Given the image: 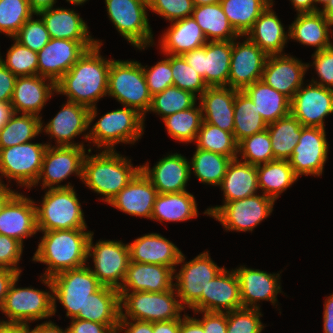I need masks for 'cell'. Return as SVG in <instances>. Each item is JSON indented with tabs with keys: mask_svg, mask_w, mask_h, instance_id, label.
Wrapping results in <instances>:
<instances>
[{
	"mask_svg": "<svg viewBox=\"0 0 333 333\" xmlns=\"http://www.w3.org/2000/svg\"><path fill=\"white\" fill-rule=\"evenodd\" d=\"M14 113L0 129V149L27 143L41 133L42 117Z\"/></svg>",
	"mask_w": 333,
	"mask_h": 333,
	"instance_id": "obj_45",
	"label": "cell"
},
{
	"mask_svg": "<svg viewBox=\"0 0 333 333\" xmlns=\"http://www.w3.org/2000/svg\"><path fill=\"white\" fill-rule=\"evenodd\" d=\"M159 41L161 53L170 55H182L208 42L201 27L192 16L171 22Z\"/></svg>",
	"mask_w": 333,
	"mask_h": 333,
	"instance_id": "obj_35",
	"label": "cell"
},
{
	"mask_svg": "<svg viewBox=\"0 0 333 333\" xmlns=\"http://www.w3.org/2000/svg\"><path fill=\"white\" fill-rule=\"evenodd\" d=\"M20 273L15 270L0 268V310L4 304L5 297L9 291L12 282Z\"/></svg>",
	"mask_w": 333,
	"mask_h": 333,
	"instance_id": "obj_64",
	"label": "cell"
},
{
	"mask_svg": "<svg viewBox=\"0 0 333 333\" xmlns=\"http://www.w3.org/2000/svg\"><path fill=\"white\" fill-rule=\"evenodd\" d=\"M148 8L169 22L192 16L193 0H148Z\"/></svg>",
	"mask_w": 333,
	"mask_h": 333,
	"instance_id": "obj_57",
	"label": "cell"
},
{
	"mask_svg": "<svg viewBox=\"0 0 333 333\" xmlns=\"http://www.w3.org/2000/svg\"><path fill=\"white\" fill-rule=\"evenodd\" d=\"M38 231L34 200L18 191L0 211V234L24 243Z\"/></svg>",
	"mask_w": 333,
	"mask_h": 333,
	"instance_id": "obj_25",
	"label": "cell"
},
{
	"mask_svg": "<svg viewBox=\"0 0 333 333\" xmlns=\"http://www.w3.org/2000/svg\"><path fill=\"white\" fill-rule=\"evenodd\" d=\"M313 63H308V68L314 66L318 80L312 78L310 82L333 89V45L312 54Z\"/></svg>",
	"mask_w": 333,
	"mask_h": 333,
	"instance_id": "obj_58",
	"label": "cell"
},
{
	"mask_svg": "<svg viewBox=\"0 0 333 333\" xmlns=\"http://www.w3.org/2000/svg\"><path fill=\"white\" fill-rule=\"evenodd\" d=\"M0 333H30V330L28 325L0 321Z\"/></svg>",
	"mask_w": 333,
	"mask_h": 333,
	"instance_id": "obj_70",
	"label": "cell"
},
{
	"mask_svg": "<svg viewBox=\"0 0 333 333\" xmlns=\"http://www.w3.org/2000/svg\"><path fill=\"white\" fill-rule=\"evenodd\" d=\"M237 91L228 86L207 87L198 98L203 121L233 134L234 101Z\"/></svg>",
	"mask_w": 333,
	"mask_h": 333,
	"instance_id": "obj_32",
	"label": "cell"
},
{
	"mask_svg": "<svg viewBox=\"0 0 333 333\" xmlns=\"http://www.w3.org/2000/svg\"><path fill=\"white\" fill-rule=\"evenodd\" d=\"M290 113L302 126L325 129L324 118L333 114V89L312 82L303 84L291 99Z\"/></svg>",
	"mask_w": 333,
	"mask_h": 333,
	"instance_id": "obj_19",
	"label": "cell"
},
{
	"mask_svg": "<svg viewBox=\"0 0 333 333\" xmlns=\"http://www.w3.org/2000/svg\"><path fill=\"white\" fill-rule=\"evenodd\" d=\"M257 176L262 194L275 201L298 180L288 160H274L257 165Z\"/></svg>",
	"mask_w": 333,
	"mask_h": 333,
	"instance_id": "obj_41",
	"label": "cell"
},
{
	"mask_svg": "<svg viewBox=\"0 0 333 333\" xmlns=\"http://www.w3.org/2000/svg\"><path fill=\"white\" fill-rule=\"evenodd\" d=\"M107 95L115 98L122 106L135 109L145 121L152 96L148 90L142 64L134 60L112 59Z\"/></svg>",
	"mask_w": 333,
	"mask_h": 333,
	"instance_id": "obj_4",
	"label": "cell"
},
{
	"mask_svg": "<svg viewBox=\"0 0 333 333\" xmlns=\"http://www.w3.org/2000/svg\"><path fill=\"white\" fill-rule=\"evenodd\" d=\"M237 156L241 157L239 160L256 166L274 161L268 130L266 129L239 141Z\"/></svg>",
	"mask_w": 333,
	"mask_h": 333,
	"instance_id": "obj_50",
	"label": "cell"
},
{
	"mask_svg": "<svg viewBox=\"0 0 333 333\" xmlns=\"http://www.w3.org/2000/svg\"><path fill=\"white\" fill-rule=\"evenodd\" d=\"M86 229L39 231L43 236L32 261L47 265L42 276L52 278L60 272L87 265L88 242L92 231Z\"/></svg>",
	"mask_w": 333,
	"mask_h": 333,
	"instance_id": "obj_2",
	"label": "cell"
},
{
	"mask_svg": "<svg viewBox=\"0 0 333 333\" xmlns=\"http://www.w3.org/2000/svg\"><path fill=\"white\" fill-rule=\"evenodd\" d=\"M219 187L223 191V205L257 194L259 190L257 166L243 162L239 158L232 159Z\"/></svg>",
	"mask_w": 333,
	"mask_h": 333,
	"instance_id": "obj_36",
	"label": "cell"
},
{
	"mask_svg": "<svg viewBox=\"0 0 333 333\" xmlns=\"http://www.w3.org/2000/svg\"><path fill=\"white\" fill-rule=\"evenodd\" d=\"M12 39L14 43L8 49L6 59L0 54V62L16 77L38 75L37 52Z\"/></svg>",
	"mask_w": 333,
	"mask_h": 333,
	"instance_id": "obj_51",
	"label": "cell"
},
{
	"mask_svg": "<svg viewBox=\"0 0 333 333\" xmlns=\"http://www.w3.org/2000/svg\"><path fill=\"white\" fill-rule=\"evenodd\" d=\"M120 317L119 291L108 286H101L88 296L84 303V310L79 311L76 318L100 324H119Z\"/></svg>",
	"mask_w": 333,
	"mask_h": 333,
	"instance_id": "obj_37",
	"label": "cell"
},
{
	"mask_svg": "<svg viewBox=\"0 0 333 333\" xmlns=\"http://www.w3.org/2000/svg\"><path fill=\"white\" fill-rule=\"evenodd\" d=\"M168 135L180 143L195 142L198 131L203 122L200 105L196 104L186 110L168 115L162 119Z\"/></svg>",
	"mask_w": 333,
	"mask_h": 333,
	"instance_id": "obj_47",
	"label": "cell"
},
{
	"mask_svg": "<svg viewBox=\"0 0 333 333\" xmlns=\"http://www.w3.org/2000/svg\"><path fill=\"white\" fill-rule=\"evenodd\" d=\"M197 99L198 97L192 92L171 86L152 96L148 112L158 114L163 119L168 115L193 107L197 103Z\"/></svg>",
	"mask_w": 333,
	"mask_h": 333,
	"instance_id": "obj_49",
	"label": "cell"
},
{
	"mask_svg": "<svg viewBox=\"0 0 333 333\" xmlns=\"http://www.w3.org/2000/svg\"><path fill=\"white\" fill-rule=\"evenodd\" d=\"M290 2L297 11V13L318 12L315 9L314 0H290Z\"/></svg>",
	"mask_w": 333,
	"mask_h": 333,
	"instance_id": "obj_69",
	"label": "cell"
},
{
	"mask_svg": "<svg viewBox=\"0 0 333 333\" xmlns=\"http://www.w3.org/2000/svg\"><path fill=\"white\" fill-rule=\"evenodd\" d=\"M182 316L179 333H204L203 326L194 317L186 315L185 311Z\"/></svg>",
	"mask_w": 333,
	"mask_h": 333,
	"instance_id": "obj_66",
	"label": "cell"
},
{
	"mask_svg": "<svg viewBox=\"0 0 333 333\" xmlns=\"http://www.w3.org/2000/svg\"><path fill=\"white\" fill-rule=\"evenodd\" d=\"M107 15L116 30L138 50L153 46L148 0H105Z\"/></svg>",
	"mask_w": 333,
	"mask_h": 333,
	"instance_id": "obj_9",
	"label": "cell"
},
{
	"mask_svg": "<svg viewBox=\"0 0 333 333\" xmlns=\"http://www.w3.org/2000/svg\"><path fill=\"white\" fill-rule=\"evenodd\" d=\"M119 324H100L89 320L71 319L68 333H117Z\"/></svg>",
	"mask_w": 333,
	"mask_h": 333,
	"instance_id": "obj_60",
	"label": "cell"
},
{
	"mask_svg": "<svg viewBox=\"0 0 333 333\" xmlns=\"http://www.w3.org/2000/svg\"><path fill=\"white\" fill-rule=\"evenodd\" d=\"M94 232L89 237L87 257H92L94 270L102 286L119 290L130 263L128 243L115 240H99L93 244Z\"/></svg>",
	"mask_w": 333,
	"mask_h": 333,
	"instance_id": "obj_13",
	"label": "cell"
},
{
	"mask_svg": "<svg viewBox=\"0 0 333 333\" xmlns=\"http://www.w3.org/2000/svg\"><path fill=\"white\" fill-rule=\"evenodd\" d=\"M3 182H0V211L3 209L8 200L16 193L15 190L11 189Z\"/></svg>",
	"mask_w": 333,
	"mask_h": 333,
	"instance_id": "obj_73",
	"label": "cell"
},
{
	"mask_svg": "<svg viewBox=\"0 0 333 333\" xmlns=\"http://www.w3.org/2000/svg\"><path fill=\"white\" fill-rule=\"evenodd\" d=\"M242 308L240 284L235 270L224 268L202 292V296L189 308L192 311L228 313Z\"/></svg>",
	"mask_w": 333,
	"mask_h": 333,
	"instance_id": "obj_21",
	"label": "cell"
},
{
	"mask_svg": "<svg viewBox=\"0 0 333 333\" xmlns=\"http://www.w3.org/2000/svg\"><path fill=\"white\" fill-rule=\"evenodd\" d=\"M243 91L253 101L267 125L290 113L291 100L261 79L246 87Z\"/></svg>",
	"mask_w": 333,
	"mask_h": 333,
	"instance_id": "obj_39",
	"label": "cell"
},
{
	"mask_svg": "<svg viewBox=\"0 0 333 333\" xmlns=\"http://www.w3.org/2000/svg\"><path fill=\"white\" fill-rule=\"evenodd\" d=\"M232 41H208L181 56L208 87L228 86Z\"/></svg>",
	"mask_w": 333,
	"mask_h": 333,
	"instance_id": "obj_16",
	"label": "cell"
},
{
	"mask_svg": "<svg viewBox=\"0 0 333 333\" xmlns=\"http://www.w3.org/2000/svg\"><path fill=\"white\" fill-rule=\"evenodd\" d=\"M180 319L153 322V333H179Z\"/></svg>",
	"mask_w": 333,
	"mask_h": 333,
	"instance_id": "obj_67",
	"label": "cell"
},
{
	"mask_svg": "<svg viewBox=\"0 0 333 333\" xmlns=\"http://www.w3.org/2000/svg\"><path fill=\"white\" fill-rule=\"evenodd\" d=\"M67 2H69L70 4H73L74 6H80L83 5L85 2H87L88 0H66Z\"/></svg>",
	"mask_w": 333,
	"mask_h": 333,
	"instance_id": "obj_77",
	"label": "cell"
},
{
	"mask_svg": "<svg viewBox=\"0 0 333 333\" xmlns=\"http://www.w3.org/2000/svg\"><path fill=\"white\" fill-rule=\"evenodd\" d=\"M33 17L34 15L21 26L19 32L13 38L21 45L38 52L51 38L42 18L34 19Z\"/></svg>",
	"mask_w": 333,
	"mask_h": 333,
	"instance_id": "obj_55",
	"label": "cell"
},
{
	"mask_svg": "<svg viewBox=\"0 0 333 333\" xmlns=\"http://www.w3.org/2000/svg\"><path fill=\"white\" fill-rule=\"evenodd\" d=\"M174 271L158 264L130 261L119 292H165L174 287Z\"/></svg>",
	"mask_w": 333,
	"mask_h": 333,
	"instance_id": "obj_30",
	"label": "cell"
},
{
	"mask_svg": "<svg viewBox=\"0 0 333 333\" xmlns=\"http://www.w3.org/2000/svg\"><path fill=\"white\" fill-rule=\"evenodd\" d=\"M203 313V318L194 317L204 329V333H227V313L196 311L195 315Z\"/></svg>",
	"mask_w": 333,
	"mask_h": 333,
	"instance_id": "obj_61",
	"label": "cell"
},
{
	"mask_svg": "<svg viewBox=\"0 0 333 333\" xmlns=\"http://www.w3.org/2000/svg\"><path fill=\"white\" fill-rule=\"evenodd\" d=\"M120 319L160 322L181 319L185 308L173 287L165 292H119ZM177 297V298H176Z\"/></svg>",
	"mask_w": 333,
	"mask_h": 333,
	"instance_id": "obj_8",
	"label": "cell"
},
{
	"mask_svg": "<svg viewBox=\"0 0 333 333\" xmlns=\"http://www.w3.org/2000/svg\"><path fill=\"white\" fill-rule=\"evenodd\" d=\"M182 253L178 262L181 263L179 272L174 270V288L181 305L190 308L201 296L202 292L216 275L225 267H219L210 257L209 251H204L189 262H185Z\"/></svg>",
	"mask_w": 333,
	"mask_h": 333,
	"instance_id": "obj_15",
	"label": "cell"
},
{
	"mask_svg": "<svg viewBox=\"0 0 333 333\" xmlns=\"http://www.w3.org/2000/svg\"><path fill=\"white\" fill-rule=\"evenodd\" d=\"M232 40L228 87L243 91L262 78L268 55L247 37L240 43Z\"/></svg>",
	"mask_w": 333,
	"mask_h": 333,
	"instance_id": "obj_20",
	"label": "cell"
},
{
	"mask_svg": "<svg viewBox=\"0 0 333 333\" xmlns=\"http://www.w3.org/2000/svg\"><path fill=\"white\" fill-rule=\"evenodd\" d=\"M45 191L40 205L34 201L38 231L88 228L74 187Z\"/></svg>",
	"mask_w": 333,
	"mask_h": 333,
	"instance_id": "obj_7",
	"label": "cell"
},
{
	"mask_svg": "<svg viewBox=\"0 0 333 333\" xmlns=\"http://www.w3.org/2000/svg\"><path fill=\"white\" fill-rule=\"evenodd\" d=\"M323 332L333 333V294L324 301Z\"/></svg>",
	"mask_w": 333,
	"mask_h": 333,
	"instance_id": "obj_65",
	"label": "cell"
},
{
	"mask_svg": "<svg viewBox=\"0 0 333 333\" xmlns=\"http://www.w3.org/2000/svg\"><path fill=\"white\" fill-rule=\"evenodd\" d=\"M96 44L97 42H78L69 39L51 38L37 52L38 75L48 78L56 84L86 50Z\"/></svg>",
	"mask_w": 333,
	"mask_h": 333,
	"instance_id": "obj_18",
	"label": "cell"
},
{
	"mask_svg": "<svg viewBox=\"0 0 333 333\" xmlns=\"http://www.w3.org/2000/svg\"><path fill=\"white\" fill-rule=\"evenodd\" d=\"M18 277L12 282L1 308L8 320L5 323L28 325L34 321L48 319L53 316V284L52 279L40 276V281L49 287L43 291L30 287H17Z\"/></svg>",
	"mask_w": 333,
	"mask_h": 333,
	"instance_id": "obj_5",
	"label": "cell"
},
{
	"mask_svg": "<svg viewBox=\"0 0 333 333\" xmlns=\"http://www.w3.org/2000/svg\"><path fill=\"white\" fill-rule=\"evenodd\" d=\"M23 244L11 237L0 234V268H7L18 271L22 270L18 266L22 253Z\"/></svg>",
	"mask_w": 333,
	"mask_h": 333,
	"instance_id": "obj_59",
	"label": "cell"
},
{
	"mask_svg": "<svg viewBox=\"0 0 333 333\" xmlns=\"http://www.w3.org/2000/svg\"><path fill=\"white\" fill-rule=\"evenodd\" d=\"M36 16L42 18L50 38L97 42V44L103 45L102 41L92 38L88 25L73 8L51 7L39 12Z\"/></svg>",
	"mask_w": 333,
	"mask_h": 333,
	"instance_id": "obj_31",
	"label": "cell"
},
{
	"mask_svg": "<svg viewBox=\"0 0 333 333\" xmlns=\"http://www.w3.org/2000/svg\"><path fill=\"white\" fill-rule=\"evenodd\" d=\"M267 129L253 101L244 91H237L234 101V131L237 142Z\"/></svg>",
	"mask_w": 333,
	"mask_h": 333,
	"instance_id": "obj_44",
	"label": "cell"
},
{
	"mask_svg": "<svg viewBox=\"0 0 333 333\" xmlns=\"http://www.w3.org/2000/svg\"><path fill=\"white\" fill-rule=\"evenodd\" d=\"M274 204L273 198L255 194L224 205L209 207L203 213L218 220L227 231L252 232L271 215Z\"/></svg>",
	"mask_w": 333,
	"mask_h": 333,
	"instance_id": "obj_10",
	"label": "cell"
},
{
	"mask_svg": "<svg viewBox=\"0 0 333 333\" xmlns=\"http://www.w3.org/2000/svg\"><path fill=\"white\" fill-rule=\"evenodd\" d=\"M144 119L135 109L123 108L107 112L90 127L83 138L97 149L115 150L116 144H134L144 133Z\"/></svg>",
	"mask_w": 333,
	"mask_h": 333,
	"instance_id": "obj_6",
	"label": "cell"
},
{
	"mask_svg": "<svg viewBox=\"0 0 333 333\" xmlns=\"http://www.w3.org/2000/svg\"><path fill=\"white\" fill-rule=\"evenodd\" d=\"M130 261L158 264L170 267L173 271L182 251L159 233H148L128 243Z\"/></svg>",
	"mask_w": 333,
	"mask_h": 333,
	"instance_id": "obj_29",
	"label": "cell"
},
{
	"mask_svg": "<svg viewBox=\"0 0 333 333\" xmlns=\"http://www.w3.org/2000/svg\"><path fill=\"white\" fill-rule=\"evenodd\" d=\"M173 86L192 92L198 98L206 91L207 85L194 68L181 55H170ZM198 93V94H197Z\"/></svg>",
	"mask_w": 333,
	"mask_h": 333,
	"instance_id": "obj_53",
	"label": "cell"
},
{
	"mask_svg": "<svg viewBox=\"0 0 333 333\" xmlns=\"http://www.w3.org/2000/svg\"><path fill=\"white\" fill-rule=\"evenodd\" d=\"M14 114V110L10 102H0V129Z\"/></svg>",
	"mask_w": 333,
	"mask_h": 333,
	"instance_id": "obj_72",
	"label": "cell"
},
{
	"mask_svg": "<svg viewBox=\"0 0 333 333\" xmlns=\"http://www.w3.org/2000/svg\"><path fill=\"white\" fill-rule=\"evenodd\" d=\"M320 12L333 22V0H329L327 5L320 9Z\"/></svg>",
	"mask_w": 333,
	"mask_h": 333,
	"instance_id": "obj_74",
	"label": "cell"
},
{
	"mask_svg": "<svg viewBox=\"0 0 333 333\" xmlns=\"http://www.w3.org/2000/svg\"><path fill=\"white\" fill-rule=\"evenodd\" d=\"M89 148L83 162L82 182L94 191L103 195L102 201L109 202L133 179L140 171V166H133L131 159L115 150H103L92 154Z\"/></svg>",
	"mask_w": 333,
	"mask_h": 333,
	"instance_id": "obj_3",
	"label": "cell"
},
{
	"mask_svg": "<svg viewBox=\"0 0 333 333\" xmlns=\"http://www.w3.org/2000/svg\"><path fill=\"white\" fill-rule=\"evenodd\" d=\"M47 143H22L0 149V182L3 176L16 181L19 186L32 188L42 168Z\"/></svg>",
	"mask_w": 333,
	"mask_h": 333,
	"instance_id": "obj_12",
	"label": "cell"
},
{
	"mask_svg": "<svg viewBox=\"0 0 333 333\" xmlns=\"http://www.w3.org/2000/svg\"><path fill=\"white\" fill-rule=\"evenodd\" d=\"M302 124L291 114L267 125L275 160H289L298 144Z\"/></svg>",
	"mask_w": 333,
	"mask_h": 333,
	"instance_id": "obj_42",
	"label": "cell"
},
{
	"mask_svg": "<svg viewBox=\"0 0 333 333\" xmlns=\"http://www.w3.org/2000/svg\"><path fill=\"white\" fill-rule=\"evenodd\" d=\"M164 55H166L167 58L159 61L154 66L148 67L147 65H142L148 90L151 96H154L157 93H161L166 88L173 86V73L170 65V54Z\"/></svg>",
	"mask_w": 333,
	"mask_h": 333,
	"instance_id": "obj_56",
	"label": "cell"
},
{
	"mask_svg": "<svg viewBox=\"0 0 333 333\" xmlns=\"http://www.w3.org/2000/svg\"><path fill=\"white\" fill-rule=\"evenodd\" d=\"M198 217L194 195L188 191L180 193H159L156 197L151 220L183 222Z\"/></svg>",
	"mask_w": 333,
	"mask_h": 333,
	"instance_id": "obj_38",
	"label": "cell"
},
{
	"mask_svg": "<svg viewBox=\"0 0 333 333\" xmlns=\"http://www.w3.org/2000/svg\"><path fill=\"white\" fill-rule=\"evenodd\" d=\"M55 93L56 84L48 78L39 75L17 77L10 104L14 113L42 117L40 112Z\"/></svg>",
	"mask_w": 333,
	"mask_h": 333,
	"instance_id": "obj_27",
	"label": "cell"
},
{
	"mask_svg": "<svg viewBox=\"0 0 333 333\" xmlns=\"http://www.w3.org/2000/svg\"><path fill=\"white\" fill-rule=\"evenodd\" d=\"M270 4L255 20L252 28L243 38L247 37L267 55L283 54L289 32H285L283 23L273 11Z\"/></svg>",
	"mask_w": 333,
	"mask_h": 333,
	"instance_id": "obj_34",
	"label": "cell"
},
{
	"mask_svg": "<svg viewBox=\"0 0 333 333\" xmlns=\"http://www.w3.org/2000/svg\"><path fill=\"white\" fill-rule=\"evenodd\" d=\"M143 174L151 181L158 193H180L187 191L186 184L191 178L189 160L178 153L161 158L152 167L148 162L140 165Z\"/></svg>",
	"mask_w": 333,
	"mask_h": 333,
	"instance_id": "obj_26",
	"label": "cell"
},
{
	"mask_svg": "<svg viewBox=\"0 0 333 333\" xmlns=\"http://www.w3.org/2000/svg\"><path fill=\"white\" fill-rule=\"evenodd\" d=\"M260 309L240 308L227 313V333H261L264 324Z\"/></svg>",
	"mask_w": 333,
	"mask_h": 333,
	"instance_id": "obj_54",
	"label": "cell"
},
{
	"mask_svg": "<svg viewBox=\"0 0 333 333\" xmlns=\"http://www.w3.org/2000/svg\"><path fill=\"white\" fill-rule=\"evenodd\" d=\"M240 284L243 308L260 309L259 302L270 301L277 306V294L282 293L280 273H268L241 265L234 269Z\"/></svg>",
	"mask_w": 333,
	"mask_h": 333,
	"instance_id": "obj_23",
	"label": "cell"
},
{
	"mask_svg": "<svg viewBox=\"0 0 333 333\" xmlns=\"http://www.w3.org/2000/svg\"><path fill=\"white\" fill-rule=\"evenodd\" d=\"M289 25V40L293 39L301 45L316 47L314 52L324 50L333 45L330 34L333 35V22L320 11L314 13H297Z\"/></svg>",
	"mask_w": 333,
	"mask_h": 333,
	"instance_id": "obj_33",
	"label": "cell"
},
{
	"mask_svg": "<svg viewBox=\"0 0 333 333\" xmlns=\"http://www.w3.org/2000/svg\"><path fill=\"white\" fill-rule=\"evenodd\" d=\"M192 17L208 41H232L240 37L227 19L220 3L194 6Z\"/></svg>",
	"mask_w": 333,
	"mask_h": 333,
	"instance_id": "obj_40",
	"label": "cell"
},
{
	"mask_svg": "<svg viewBox=\"0 0 333 333\" xmlns=\"http://www.w3.org/2000/svg\"><path fill=\"white\" fill-rule=\"evenodd\" d=\"M32 15L28 0H0V33L13 38Z\"/></svg>",
	"mask_w": 333,
	"mask_h": 333,
	"instance_id": "obj_52",
	"label": "cell"
},
{
	"mask_svg": "<svg viewBox=\"0 0 333 333\" xmlns=\"http://www.w3.org/2000/svg\"><path fill=\"white\" fill-rule=\"evenodd\" d=\"M101 45L96 44L56 83V93L66 95L67 101L90 109L89 126L97 116L96 103L107 96L108 75L112 59L100 54Z\"/></svg>",
	"mask_w": 333,
	"mask_h": 333,
	"instance_id": "obj_1",
	"label": "cell"
},
{
	"mask_svg": "<svg viewBox=\"0 0 333 333\" xmlns=\"http://www.w3.org/2000/svg\"><path fill=\"white\" fill-rule=\"evenodd\" d=\"M221 0H193L194 6L220 3Z\"/></svg>",
	"mask_w": 333,
	"mask_h": 333,
	"instance_id": "obj_75",
	"label": "cell"
},
{
	"mask_svg": "<svg viewBox=\"0 0 333 333\" xmlns=\"http://www.w3.org/2000/svg\"><path fill=\"white\" fill-rule=\"evenodd\" d=\"M16 76L0 62V102H11Z\"/></svg>",
	"mask_w": 333,
	"mask_h": 333,
	"instance_id": "obj_62",
	"label": "cell"
},
{
	"mask_svg": "<svg viewBox=\"0 0 333 333\" xmlns=\"http://www.w3.org/2000/svg\"><path fill=\"white\" fill-rule=\"evenodd\" d=\"M46 125L41 121V132L55 139L54 146H84L73 139L89 130V111L84 105L67 101ZM44 125V126H43Z\"/></svg>",
	"mask_w": 333,
	"mask_h": 333,
	"instance_id": "obj_24",
	"label": "cell"
},
{
	"mask_svg": "<svg viewBox=\"0 0 333 333\" xmlns=\"http://www.w3.org/2000/svg\"><path fill=\"white\" fill-rule=\"evenodd\" d=\"M85 265L70 269L54 275L53 284V315H55L56 302L66 309V317L76 318L79 311L84 310V303L89 295L96 292L102 285L92 273L91 268Z\"/></svg>",
	"mask_w": 333,
	"mask_h": 333,
	"instance_id": "obj_11",
	"label": "cell"
},
{
	"mask_svg": "<svg viewBox=\"0 0 333 333\" xmlns=\"http://www.w3.org/2000/svg\"><path fill=\"white\" fill-rule=\"evenodd\" d=\"M158 191L140 170L109 204L131 216L151 219Z\"/></svg>",
	"mask_w": 333,
	"mask_h": 333,
	"instance_id": "obj_28",
	"label": "cell"
},
{
	"mask_svg": "<svg viewBox=\"0 0 333 333\" xmlns=\"http://www.w3.org/2000/svg\"><path fill=\"white\" fill-rule=\"evenodd\" d=\"M47 145L41 172L33 187L41 181L43 190L72 188L74 186L70 182L65 185L61 184L72 174L78 176L82 181L86 148L84 146H52L50 142Z\"/></svg>",
	"mask_w": 333,
	"mask_h": 333,
	"instance_id": "obj_14",
	"label": "cell"
},
{
	"mask_svg": "<svg viewBox=\"0 0 333 333\" xmlns=\"http://www.w3.org/2000/svg\"><path fill=\"white\" fill-rule=\"evenodd\" d=\"M190 161V174L194 173L203 184L219 186L226 174L231 157L196 148Z\"/></svg>",
	"mask_w": 333,
	"mask_h": 333,
	"instance_id": "obj_46",
	"label": "cell"
},
{
	"mask_svg": "<svg viewBox=\"0 0 333 333\" xmlns=\"http://www.w3.org/2000/svg\"><path fill=\"white\" fill-rule=\"evenodd\" d=\"M31 11L36 15L41 11L55 7L57 0H28Z\"/></svg>",
	"mask_w": 333,
	"mask_h": 333,
	"instance_id": "obj_71",
	"label": "cell"
},
{
	"mask_svg": "<svg viewBox=\"0 0 333 333\" xmlns=\"http://www.w3.org/2000/svg\"><path fill=\"white\" fill-rule=\"evenodd\" d=\"M153 333V322L120 319L117 333Z\"/></svg>",
	"mask_w": 333,
	"mask_h": 333,
	"instance_id": "obj_63",
	"label": "cell"
},
{
	"mask_svg": "<svg viewBox=\"0 0 333 333\" xmlns=\"http://www.w3.org/2000/svg\"><path fill=\"white\" fill-rule=\"evenodd\" d=\"M329 144L321 127L303 126L298 144L288 160L295 175L321 176L328 160Z\"/></svg>",
	"mask_w": 333,
	"mask_h": 333,
	"instance_id": "obj_17",
	"label": "cell"
},
{
	"mask_svg": "<svg viewBox=\"0 0 333 333\" xmlns=\"http://www.w3.org/2000/svg\"><path fill=\"white\" fill-rule=\"evenodd\" d=\"M329 2V0H314V5H315V9L317 10V11H320V7H318V6H316L318 3L319 4H322L323 6V8L327 5V3Z\"/></svg>",
	"mask_w": 333,
	"mask_h": 333,
	"instance_id": "obj_76",
	"label": "cell"
},
{
	"mask_svg": "<svg viewBox=\"0 0 333 333\" xmlns=\"http://www.w3.org/2000/svg\"><path fill=\"white\" fill-rule=\"evenodd\" d=\"M29 330L30 333H68L67 328L63 330L51 320L36 325L34 329H30L29 326Z\"/></svg>",
	"mask_w": 333,
	"mask_h": 333,
	"instance_id": "obj_68",
	"label": "cell"
},
{
	"mask_svg": "<svg viewBox=\"0 0 333 333\" xmlns=\"http://www.w3.org/2000/svg\"><path fill=\"white\" fill-rule=\"evenodd\" d=\"M273 0H222L220 4L232 27L245 36Z\"/></svg>",
	"mask_w": 333,
	"mask_h": 333,
	"instance_id": "obj_43",
	"label": "cell"
},
{
	"mask_svg": "<svg viewBox=\"0 0 333 333\" xmlns=\"http://www.w3.org/2000/svg\"><path fill=\"white\" fill-rule=\"evenodd\" d=\"M195 143L197 144L195 148L219 153L232 159L238 158V142L234 135L204 121L197 133Z\"/></svg>",
	"mask_w": 333,
	"mask_h": 333,
	"instance_id": "obj_48",
	"label": "cell"
},
{
	"mask_svg": "<svg viewBox=\"0 0 333 333\" xmlns=\"http://www.w3.org/2000/svg\"><path fill=\"white\" fill-rule=\"evenodd\" d=\"M307 65L286 53L268 55L261 80L291 100L305 84Z\"/></svg>",
	"mask_w": 333,
	"mask_h": 333,
	"instance_id": "obj_22",
	"label": "cell"
}]
</instances>
